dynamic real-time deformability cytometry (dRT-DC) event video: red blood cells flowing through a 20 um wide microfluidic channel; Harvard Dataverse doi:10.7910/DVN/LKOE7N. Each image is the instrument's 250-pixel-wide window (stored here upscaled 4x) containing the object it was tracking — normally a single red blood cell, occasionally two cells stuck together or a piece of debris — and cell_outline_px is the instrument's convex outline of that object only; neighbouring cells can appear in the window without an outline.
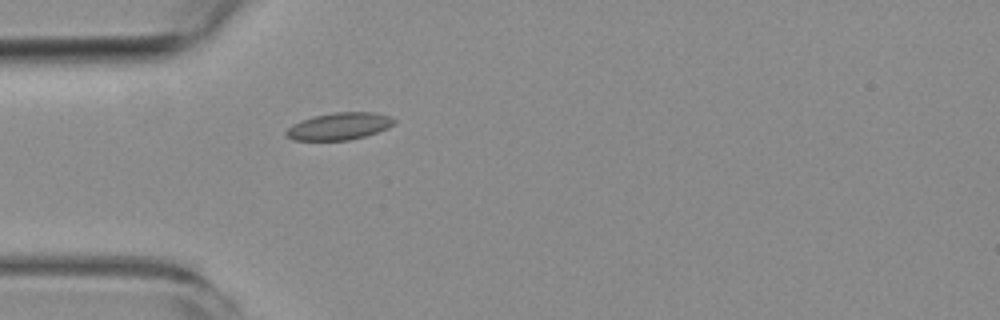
{"species": "common noctule bat (a hibernating species)", "species_latin": "Nyctalus noctula", "temperature_condition": "room temperature", "stored_images_in_passage": 2, "camera_frame_rate_fps": 3000, "um_per_image_px": 0.085, "animal": {"sex": "female", "body_mass_g": 19.3, "forearm_length_mm": 54.1}, "frame": {"image": 1, "passage_image": 2, "time_ms": 1.0, "image_size_px": [1000, 320], "cell_outline_px": [[396, 120], [388, 128], [364, 136], [348, 140], [292, 140], [284, 136], [284, 132], [292, 124], [300, 120], [312, 116], [336, 112], [376, 112], [388, 116]], "centroid_in_image_um": [28.77, 10.73], "position_along_channel_um": 56.2, "area_um2": 17.11}}